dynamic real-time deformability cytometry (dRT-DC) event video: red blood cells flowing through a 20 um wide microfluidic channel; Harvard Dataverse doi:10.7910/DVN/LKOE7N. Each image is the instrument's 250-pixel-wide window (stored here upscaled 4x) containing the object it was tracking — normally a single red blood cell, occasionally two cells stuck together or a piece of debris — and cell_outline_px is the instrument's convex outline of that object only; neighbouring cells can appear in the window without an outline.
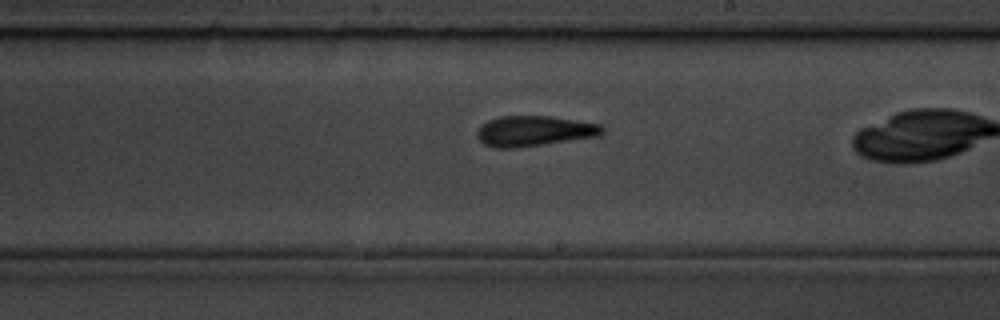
{"species": "common noctule bat (a hibernating species)", "species_latin": "Nyctalus noctula", "temperature_condition": "room temperature", "stored_images_in_passage": 41, "camera_frame_rate_fps": 3000, "um_per_image_px": 0.085, "animal": {"sex": "male", "body_mass_g": 19.5, "forearm_length_mm": 54.6}, "frame": {"image": 1, "passage_image": 30, "time_ms": 9.667, "image_size_px": [1000, 320], "cell_outline_px": [[604, 132], [596, 136], [512, 148], [492, 148], [484, 144], [476, 136], [476, 132], [488, 120], [500, 116], [552, 116], [600, 124], [604, 128]], "centroid_in_image_um": [45.37, 11.12], "position_along_channel_um": 243.6, "area_um2": 21.85}}